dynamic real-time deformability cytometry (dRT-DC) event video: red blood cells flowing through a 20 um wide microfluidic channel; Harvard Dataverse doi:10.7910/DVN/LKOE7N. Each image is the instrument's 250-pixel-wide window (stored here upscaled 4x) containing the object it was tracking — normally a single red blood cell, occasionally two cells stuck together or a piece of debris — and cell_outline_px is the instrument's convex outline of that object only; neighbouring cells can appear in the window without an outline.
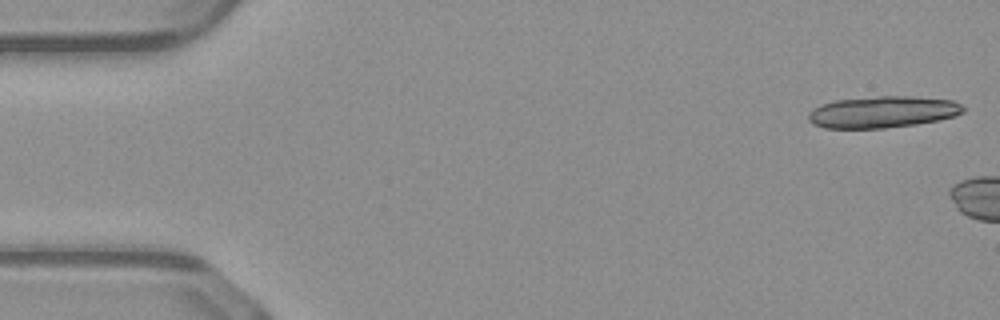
{"species": "common noctule bat (a hibernating species)", "species_latin": "Nyctalus noctula", "temperature_condition": "warm", "stored_images_in_passage": 5, "camera_frame_rate_fps": 3000, "um_per_image_px": 0.085, "animal": {"sex": "male", "body_mass_g": 23.1, "forearm_length_mm": 52.7}, "frame": {"image": 1, "passage_image": 1, "time_ms": 0.0, "image_size_px": [1000, 320], "cell_outline_px": [[964, 112], [956, 116], [916, 124], [884, 128], [824, 128], [812, 124], [808, 120], [808, 112], [820, 104], [836, 100], [880, 96], [912, 96], [952, 100], [960, 104], [964, 108]], "centroid_in_image_um": [75.0, 9.52], "position_along_channel_um": 10.0, "area_um2": 28.55}}